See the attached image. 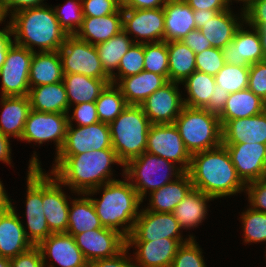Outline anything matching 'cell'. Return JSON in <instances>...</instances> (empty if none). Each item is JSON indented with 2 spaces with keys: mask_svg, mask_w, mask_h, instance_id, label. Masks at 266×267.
I'll use <instances>...</instances> for the list:
<instances>
[{
  "mask_svg": "<svg viewBox=\"0 0 266 267\" xmlns=\"http://www.w3.org/2000/svg\"><path fill=\"white\" fill-rule=\"evenodd\" d=\"M62 7L57 5L53 7L56 18L60 26L68 35H75L83 21L82 1L68 0Z\"/></svg>",
  "mask_w": 266,
  "mask_h": 267,
  "instance_id": "obj_44",
  "label": "cell"
},
{
  "mask_svg": "<svg viewBox=\"0 0 266 267\" xmlns=\"http://www.w3.org/2000/svg\"><path fill=\"white\" fill-rule=\"evenodd\" d=\"M53 174L73 193L86 194L108 182L117 180L111 175V165L124 166L114 149L90 150L79 155L56 156Z\"/></svg>",
  "mask_w": 266,
  "mask_h": 267,
  "instance_id": "obj_1",
  "label": "cell"
},
{
  "mask_svg": "<svg viewBox=\"0 0 266 267\" xmlns=\"http://www.w3.org/2000/svg\"><path fill=\"white\" fill-rule=\"evenodd\" d=\"M0 161L11 165V147L9 137L0 132Z\"/></svg>",
  "mask_w": 266,
  "mask_h": 267,
  "instance_id": "obj_62",
  "label": "cell"
},
{
  "mask_svg": "<svg viewBox=\"0 0 266 267\" xmlns=\"http://www.w3.org/2000/svg\"><path fill=\"white\" fill-rule=\"evenodd\" d=\"M228 97L229 92L225 90L222 91L216 84L213 91V96L210 98L209 103L204 108L209 112L219 115L224 109Z\"/></svg>",
  "mask_w": 266,
  "mask_h": 267,
  "instance_id": "obj_58",
  "label": "cell"
},
{
  "mask_svg": "<svg viewBox=\"0 0 266 267\" xmlns=\"http://www.w3.org/2000/svg\"><path fill=\"white\" fill-rule=\"evenodd\" d=\"M230 9L218 12L199 29L214 48L222 50L231 43L238 28L245 23L244 8H242L241 17H237Z\"/></svg>",
  "mask_w": 266,
  "mask_h": 267,
  "instance_id": "obj_26",
  "label": "cell"
},
{
  "mask_svg": "<svg viewBox=\"0 0 266 267\" xmlns=\"http://www.w3.org/2000/svg\"><path fill=\"white\" fill-rule=\"evenodd\" d=\"M266 110V102L248 88L230 93L225 107L218 115L221 125L233 119L258 115Z\"/></svg>",
  "mask_w": 266,
  "mask_h": 267,
  "instance_id": "obj_33",
  "label": "cell"
},
{
  "mask_svg": "<svg viewBox=\"0 0 266 267\" xmlns=\"http://www.w3.org/2000/svg\"><path fill=\"white\" fill-rule=\"evenodd\" d=\"M68 125L64 144L56 156L79 155L90 151L89 125Z\"/></svg>",
  "mask_w": 266,
  "mask_h": 267,
  "instance_id": "obj_45",
  "label": "cell"
},
{
  "mask_svg": "<svg viewBox=\"0 0 266 267\" xmlns=\"http://www.w3.org/2000/svg\"><path fill=\"white\" fill-rule=\"evenodd\" d=\"M144 70V43H133L122 56L117 73L111 76V83L116 84L121 78L136 75Z\"/></svg>",
  "mask_w": 266,
  "mask_h": 267,
  "instance_id": "obj_41",
  "label": "cell"
},
{
  "mask_svg": "<svg viewBox=\"0 0 266 267\" xmlns=\"http://www.w3.org/2000/svg\"><path fill=\"white\" fill-rule=\"evenodd\" d=\"M215 83L222 91L235 93L248 88L249 66L225 64L214 76Z\"/></svg>",
  "mask_w": 266,
  "mask_h": 267,
  "instance_id": "obj_40",
  "label": "cell"
},
{
  "mask_svg": "<svg viewBox=\"0 0 266 267\" xmlns=\"http://www.w3.org/2000/svg\"><path fill=\"white\" fill-rule=\"evenodd\" d=\"M123 180L108 182L86 194L91 196L103 189L100 199L91 198L97 216L103 227L114 229L127 237L133 230L143 200L130 182L126 178Z\"/></svg>",
  "mask_w": 266,
  "mask_h": 267,
  "instance_id": "obj_4",
  "label": "cell"
},
{
  "mask_svg": "<svg viewBox=\"0 0 266 267\" xmlns=\"http://www.w3.org/2000/svg\"><path fill=\"white\" fill-rule=\"evenodd\" d=\"M144 70L168 79L167 42L144 43Z\"/></svg>",
  "mask_w": 266,
  "mask_h": 267,
  "instance_id": "obj_43",
  "label": "cell"
},
{
  "mask_svg": "<svg viewBox=\"0 0 266 267\" xmlns=\"http://www.w3.org/2000/svg\"><path fill=\"white\" fill-rule=\"evenodd\" d=\"M14 43L35 52L58 51L69 36L60 26L53 7L37 6L14 13L10 18Z\"/></svg>",
  "mask_w": 266,
  "mask_h": 267,
  "instance_id": "obj_3",
  "label": "cell"
},
{
  "mask_svg": "<svg viewBox=\"0 0 266 267\" xmlns=\"http://www.w3.org/2000/svg\"><path fill=\"white\" fill-rule=\"evenodd\" d=\"M256 28L260 36L262 50L266 61V25H258Z\"/></svg>",
  "mask_w": 266,
  "mask_h": 267,
  "instance_id": "obj_65",
  "label": "cell"
},
{
  "mask_svg": "<svg viewBox=\"0 0 266 267\" xmlns=\"http://www.w3.org/2000/svg\"><path fill=\"white\" fill-rule=\"evenodd\" d=\"M183 1H186V0H165V2H183Z\"/></svg>",
  "mask_w": 266,
  "mask_h": 267,
  "instance_id": "obj_69",
  "label": "cell"
},
{
  "mask_svg": "<svg viewBox=\"0 0 266 267\" xmlns=\"http://www.w3.org/2000/svg\"><path fill=\"white\" fill-rule=\"evenodd\" d=\"M248 201L255 210L266 213V178H261L246 184Z\"/></svg>",
  "mask_w": 266,
  "mask_h": 267,
  "instance_id": "obj_52",
  "label": "cell"
},
{
  "mask_svg": "<svg viewBox=\"0 0 266 267\" xmlns=\"http://www.w3.org/2000/svg\"><path fill=\"white\" fill-rule=\"evenodd\" d=\"M123 168L122 175L142 200L147 196V192L151 193L163 187L174 181L172 177L178 178L184 173L175 163L147 152L128 161Z\"/></svg>",
  "mask_w": 266,
  "mask_h": 267,
  "instance_id": "obj_7",
  "label": "cell"
},
{
  "mask_svg": "<svg viewBox=\"0 0 266 267\" xmlns=\"http://www.w3.org/2000/svg\"><path fill=\"white\" fill-rule=\"evenodd\" d=\"M198 245L195 238L183 243L178 248L170 267H206L202 249Z\"/></svg>",
  "mask_w": 266,
  "mask_h": 267,
  "instance_id": "obj_46",
  "label": "cell"
},
{
  "mask_svg": "<svg viewBox=\"0 0 266 267\" xmlns=\"http://www.w3.org/2000/svg\"><path fill=\"white\" fill-rule=\"evenodd\" d=\"M214 200L200 190L192 189L172 212L181 229L197 227L206 219L207 203Z\"/></svg>",
  "mask_w": 266,
  "mask_h": 267,
  "instance_id": "obj_34",
  "label": "cell"
},
{
  "mask_svg": "<svg viewBox=\"0 0 266 267\" xmlns=\"http://www.w3.org/2000/svg\"><path fill=\"white\" fill-rule=\"evenodd\" d=\"M28 98L32 110L45 113L69 114V103L63 81L30 87Z\"/></svg>",
  "mask_w": 266,
  "mask_h": 267,
  "instance_id": "obj_29",
  "label": "cell"
},
{
  "mask_svg": "<svg viewBox=\"0 0 266 267\" xmlns=\"http://www.w3.org/2000/svg\"><path fill=\"white\" fill-rule=\"evenodd\" d=\"M248 89L266 102V61L249 66Z\"/></svg>",
  "mask_w": 266,
  "mask_h": 267,
  "instance_id": "obj_48",
  "label": "cell"
},
{
  "mask_svg": "<svg viewBox=\"0 0 266 267\" xmlns=\"http://www.w3.org/2000/svg\"><path fill=\"white\" fill-rule=\"evenodd\" d=\"M69 108L74 103L96 102L101 92L111 83V80L95 79L83 74H64Z\"/></svg>",
  "mask_w": 266,
  "mask_h": 267,
  "instance_id": "obj_32",
  "label": "cell"
},
{
  "mask_svg": "<svg viewBox=\"0 0 266 267\" xmlns=\"http://www.w3.org/2000/svg\"><path fill=\"white\" fill-rule=\"evenodd\" d=\"M90 150L113 149L109 124L97 122L89 125Z\"/></svg>",
  "mask_w": 266,
  "mask_h": 267,
  "instance_id": "obj_50",
  "label": "cell"
},
{
  "mask_svg": "<svg viewBox=\"0 0 266 267\" xmlns=\"http://www.w3.org/2000/svg\"><path fill=\"white\" fill-rule=\"evenodd\" d=\"M168 81L182 83L196 71L195 52L181 40L167 42Z\"/></svg>",
  "mask_w": 266,
  "mask_h": 267,
  "instance_id": "obj_36",
  "label": "cell"
},
{
  "mask_svg": "<svg viewBox=\"0 0 266 267\" xmlns=\"http://www.w3.org/2000/svg\"><path fill=\"white\" fill-rule=\"evenodd\" d=\"M20 220L12 202L0 213V256L10 259L33 246L26 238L25 226Z\"/></svg>",
  "mask_w": 266,
  "mask_h": 267,
  "instance_id": "obj_22",
  "label": "cell"
},
{
  "mask_svg": "<svg viewBox=\"0 0 266 267\" xmlns=\"http://www.w3.org/2000/svg\"><path fill=\"white\" fill-rule=\"evenodd\" d=\"M62 62L58 51H35L29 69V85H49L63 81Z\"/></svg>",
  "mask_w": 266,
  "mask_h": 267,
  "instance_id": "obj_31",
  "label": "cell"
},
{
  "mask_svg": "<svg viewBox=\"0 0 266 267\" xmlns=\"http://www.w3.org/2000/svg\"><path fill=\"white\" fill-rule=\"evenodd\" d=\"M220 11H211V10H194V20L196 24V29H201L203 23L211 18L215 17L216 14Z\"/></svg>",
  "mask_w": 266,
  "mask_h": 267,
  "instance_id": "obj_63",
  "label": "cell"
},
{
  "mask_svg": "<svg viewBox=\"0 0 266 267\" xmlns=\"http://www.w3.org/2000/svg\"><path fill=\"white\" fill-rule=\"evenodd\" d=\"M238 28L231 43L223 49L225 63L239 66H250L257 62L265 61L260 36L257 28L249 26L251 31Z\"/></svg>",
  "mask_w": 266,
  "mask_h": 267,
  "instance_id": "obj_21",
  "label": "cell"
},
{
  "mask_svg": "<svg viewBox=\"0 0 266 267\" xmlns=\"http://www.w3.org/2000/svg\"><path fill=\"white\" fill-rule=\"evenodd\" d=\"M226 147L231 161L241 180L248 184L265 177L266 144H222Z\"/></svg>",
  "mask_w": 266,
  "mask_h": 267,
  "instance_id": "obj_18",
  "label": "cell"
},
{
  "mask_svg": "<svg viewBox=\"0 0 266 267\" xmlns=\"http://www.w3.org/2000/svg\"><path fill=\"white\" fill-rule=\"evenodd\" d=\"M183 84L187 90V98H183L184 105L192 108H204L213 96L215 88L214 76L201 71H194Z\"/></svg>",
  "mask_w": 266,
  "mask_h": 267,
  "instance_id": "obj_38",
  "label": "cell"
},
{
  "mask_svg": "<svg viewBox=\"0 0 266 267\" xmlns=\"http://www.w3.org/2000/svg\"><path fill=\"white\" fill-rule=\"evenodd\" d=\"M123 30L135 34L136 43L164 41V9H122ZM139 38H144L143 40Z\"/></svg>",
  "mask_w": 266,
  "mask_h": 267,
  "instance_id": "obj_15",
  "label": "cell"
},
{
  "mask_svg": "<svg viewBox=\"0 0 266 267\" xmlns=\"http://www.w3.org/2000/svg\"><path fill=\"white\" fill-rule=\"evenodd\" d=\"M243 8L246 25L254 28L266 25V0H250Z\"/></svg>",
  "mask_w": 266,
  "mask_h": 267,
  "instance_id": "obj_53",
  "label": "cell"
},
{
  "mask_svg": "<svg viewBox=\"0 0 266 267\" xmlns=\"http://www.w3.org/2000/svg\"><path fill=\"white\" fill-rule=\"evenodd\" d=\"M75 106L73 115L70 117L68 114V125H73L74 120L77 122V126H88L99 122L95 102L80 103Z\"/></svg>",
  "mask_w": 266,
  "mask_h": 267,
  "instance_id": "obj_51",
  "label": "cell"
},
{
  "mask_svg": "<svg viewBox=\"0 0 266 267\" xmlns=\"http://www.w3.org/2000/svg\"><path fill=\"white\" fill-rule=\"evenodd\" d=\"M190 176L184 172L174 181L163 187L149 193L150 199L146 210L159 213H172L175 207L188 195L193 189Z\"/></svg>",
  "mask_w": 266,
  "mask_h": 267,
  "instance_id": "obj_28",
  "label": "cell"
},
{
  "mask_svg": "<svg viewBox=\"0 0 266 267\" xmlns=\"http://www.w3.org/2000/svg\"><path fill=\"white\" fill-rule=\"evenodd\" d=\"M179 84L169 81L141 104L151 124H174L185 106Z\"/></svg>",
  "mask_w": 266,
  "mask_h": 267,
  "instance_id": "obj_17",
  "label": "cell"
},
{
  "mask_svg": "<svg viewBox=\"0 0 266 267\" xmlns=\"http://www.w3.org/2000/svg\"><path fill=\"white\" fill-rule=\"evenodd\" d=\"M33 53L16 43L9 47L5 62L0 68L2 96H28L29 69Z\"/></svg>",
  "mask_w": 266,
  "mask_h": 267,
  "instance_id": "obj_10",
  "label": "cell"
},
{
  "mask_svg": "<svg viewBox=\"0 0 266 267\" xmlns=\"http://www.w3.org/2000/svg\"><path fill=\"white\" fill-rule=\"evenodd\" d=\"M150 126L142 107L136 105H128L109 124L112 148L123 165L145 152Z\"/></svg>",
  "mask_w": 266,
  "mask_h": 267,
  "instance_id": "obj_5",
  "label": "cell"
},
{
  "mask_svg": "<svg viewBox=\"0 0 266 267\" xmlns=\"http://www.w3.org/2000/svg\"><path fill=\"white\" fill-rule=\"evenodd\" d=\"M164 41L182 40L196 29L194 11L185 2H167L164 7Z\"/></svg>",
  "mask_w": 266,
  "mask_h": 267,
  "instance_id": "obj_30",
  "label": "cell"
},
{
  "mask_svg": "<svg viewBox=\"0 0 266 267\" xmlns=\"http://www.w3.org/2000/svg\"><path fill=\"white\" fill-rule=\"evenodd\" d=\"M3 106L0 119V132L7 137L21 141L25 122L31 111L28 96H1Z\"/></svg>",
  "mask_w": 266,
  "mask_h": 267,
  "instance_id": "obj_27",
  "label": "cell"
},
{
  "mask_svg": "<svg viewBox=\"0 0 266 267\" xmlns=\"http://www.w3.org/2000/svg\"><path fill=\"white\" fill-rule=\"evenodd\" d=\"M10 267H45V265L40 249L32 246L26 252L10 258Z\"/></svg>",
  "mask_w": 266,
  "mask_h": 267,
  "instance_id": "obj_54",
  "label": "cell"
},
{
  "mask_svg": "<svg viewBox=\"0 0 266 267\" xmlns=\"http://www.w3.org/2000/svg\"><path fill=\"white\" fill-rule=\"evenodd\" d=\"M190 239L194 237L189 235L184 240L161 238L153 241H126V247L130 249L135 246L136 267H170L178 248Z\"/></svg>",
  "mask_w": 266,
  "mask_h": 267,
  "instance_id": "obj_19",
  "label": "cell"
},
{
  "mask_svg": "<svg viewBox=\"0 0 266 267\" xmlns=\"http://www.w3.org/2000/svg\"><path fill=\"white\" fill-rule=\"evenodd\" d=\"M0 267H10V259L0 256Z\"/></svg>",
  "mask_w": 266,
  "mask_h": 267,
  "instance_id": "obj_67",
  "label": "cell"
},
{
  "mask_svg": "<svg viewBox=\"0 0 266 267\" xmlns=\"http://www.w3.org/2000/svg\"><path fill=\"white\" fill-rule=\"evenodd\" d=\"M266 144V110L241 119L227 121L222 126V144Z\"/></svg>",
  "mask_w": 266,
  "mask_h": 267,
  "instance_id": "obj_23",
  "label": "cell"
},
{
  "mask_svg": "<svg viewBox=\"0 0 266 267\" xmlns=\"http://www.w3.org/2000/svg\"><path fill=\"white\" fill-rule=\"evenodd\" d=\"M13 35L10 23L0 30V68L5 62L6 54L9 47L14 43L11 36Z\"/></svg>",
  "mask_w": 266,
  "mask_h": 267,
  "instance_id": "obj_61",
  "label": "cell"
},
{
  "mask_svg": "<svg viewBox=\"0 0 266 267\" xmlns=\"http://www.w3.org/2000/svg\"><path fill=\"white\" fill-rule=\"evenodd\" d=\"M145 152L169 160L187 172L191 154L186 149L177 127L174 124H151L147 134Z\"/></svg>",
  "mask_w": 266,
  "mask_h": 267,
  "instance_id": "obj_11",
  "label": "cell"
},
{
  "mask_svg": "<svg viewBox=\"0 0 266 267\" xmlns=\"http://www.w3.org/2000/svg\"><path fill=\"white\" fill-rule=\"evenodd\" d=\"M168 82L163 75L143 70L136 75L121 78L115 85L128 105L141 106L146 98Z\"/></svg>",
  "mask_w": 266,
  "mask_h": 267,
  "instance_id": "obj_24",
  "label": "cell"
},
{
  "mask_svg": "<svg viewBox=\"0 0 266 267\" xmlns=\"http://www.w3.org/2000/svg\"><path fill=\"white\" fill-rule=\"evenodd\" d=\"M7 17L3 7V0H0V24L5 21L4 19Z\"/></svg>",
  "mask_w": 266,
  "mask_h": 267,
  "instance_id": "obj_66",
  "label": "cell"
},
{
  "mask_svg": "<svg viewBox=\"0 0 266 267\" xmlns=\"http://www.w3.org/2000/svg\"><path fill=\"white\" fill-rule=\"evenodd\" d=\"M67 127L68 114L45 113L31 109L21 140L39 143V145L49 140L53 141L57 155L64 144Z\"/></svg>",
  "mask_w": 266,
  "mask_h": 267,
  "instance_id": "obj_12",
  "label": "cell"
},
{
  "mask_svg": "<svg viewBox=\"0 0 266 267\" xmlns=\"http://www.w3.org/2000/svg\"><path fill=\"white\" fill-rule=\"evenodd\" d=\"M37 154L29 160L27 175V196H26V218L28 232L24 228L26 238L33 246H37L46 239L50 231L43 210L42 204V168ZM30 231V232H29Z\"/></svg>",
  "mask_w": 266,
  "mask_h": 267,
  "instance_id": "obj_8",
  "label": "cell"
},
{
  "mask_svg": "<svg viewBox=\"0 0 266 267\" xmlns=\"http://www.w3.org/2000/svg\"><path fill=\"white\" fill-rule=\"evenodd\" d=\"M140 210L133 230L126 237V241H153L161 238L183 239L179 222L173 213Z\"/></svg>",
  "mask_w": 266,
  "mask_h": 267,
  "instance_id": "obj_13",
  "label": "cell"
},
{
  "mask_svg": "<svg viewBox=\"0 0 266 267\" xmlns=\"http://www.w3.org/2000/svg\"><path fill=\"white\" fill-rule=\"evenodd\" d=\"M128 248L125 247L121 252L110 258L95 260L89 264V267H136L134 260L127 256Z\"/></svg>",
  "mask_w": 266,
  "mask_h": 267,
  "instance_id": "obj_55",
  "label": "cell"
},
{
  "mask_svg": "<svg viewBox=\"0 0 266 267\" xmlns=\"http://www.w3.org/2000/svg\"><path fill=\"white\" fill-rule=\"evenodd\" d=\"M232 2V0H230ZM236 1H242L243 2V7L250 1V0H236Z\"/></svg>",
  "mask_w": 266,
  "mask_h": 267,
  "instance_id": "obj_68",
  "label": "cell"
},
{
  "mask_svg": "<svg viewBox=\"0 0 266 267\" xmlns=\"http://www.w3.org/2000/svg\"><path fill=\"white\" fill-rule=\"evenodd\" d=\"M191 9L194 10H211V11H225L229 9L230 0H186L185 1Z\"/></svg>",
  "mask_w": 266,
  "mask_h": 267,
  "instance_id": "obj_57",
  "label": "cell"
},
{
  "mask_svg": "<svg viewBox=\"0 0 266 267\" xmlns=\"http://www.w3.org/2000/svg\"><path fill=\"white\" fill-rule=\"evenodd\" d=\"M51 175L42 170V204L45 219L52 233H66L69 198L61 188L62 183L53 174Z\"/></svg>",
  "mask_w": 266,
  "mask_h": 267,
  "instance_id": "obj_16",
  "label": "cell"
},
{
  "mask_svg": "<svg viewBox=\"0 0 266 267\" xmlns=\"http://www.w3.org/2000/svg\"><path fill=\"white\" fill-rule=\"evenodd\" d=\"M119 0H83V17H101L115 13L120 8Z\"/></svg>",
  "mask_w": 266,
  "mask_h": 267,
  "instance_id": "obj_49",
  "label": "cell"
},
{
  "mask_svg": "<svg viewBox=\"0 0 266 267\" xmlns=\"http://www.w3.org/2000/svg\"><path fill=\"white\" fill-rule=\"evenodd\" d=\"M37 247L41 251L45 267H56L52 261L57 262L61 267H89L74 237L67 233H52ZM46 256L50 258L49 265L46 263L48 262Z\"/></svg>",
  "mask_w": 266,
  "mask_h": 267,
  "instance_id": "obj_20",
  "label": "cell"
},
{
  "mask_svg": "<svg viewBox=\"0 0 266 267\" xmlns=\"http://www.w3.org/2000/svg\"><path fill=\"white\" fill-rule=\"evenodd\" d=\"M43 1L44 0H3V7L7 16H12L14 13L21 10L45 5Z\"/></svg>",
  "mask_w": 266,
  "mask_h": 267,
  "instance_id": "obj_59",
  "label": "cell"
},
{
  "mask_svg": "<svg viewBox=\"0 0 266 267\" xmlns=\"http://www.w3.org/2000/svg\"><path fill=\"white\" fill-rule=\"evenodd\" d=\"M122 9H156L163 8L165 0H119Z\"/></svg>",
  "mask_w": 266,
  "mask_h": 267,
  "instance_id": "obj_60",
  "label": "cell"
},
{
  "mask_svg": "<svg viewBox=\"0 0 266 267\" xmlns=\"http://www.w3.org/2000/svg\"><path fill=\"white\" fill-rule=\"evenodd\" d=\"M174 125L191 155L222 145L220 119L217 114L205 108L184 106Z\"/></svg>",
  "mask_w": 266,
  "mask_h": 267,
  "instance_id": "obj_6",
  "label": "cell"
},
{
  "mask_svg": "<svg viewBox=\"0 0 266 267\" xmlns=\"http://www.w3.org/2000/svg\"><path fill=\"white\" fill-rule=\"evenodd\" d=\"M123 30L122 8L101 17H83L82 25L75 36L92 45L109 40ZM93 39V40H92Z\"/></svg>",
  "mask_w": 266,
  "mask_h": 267,
  "instance_id": "obj_25",
  "label": "cell"
},
{
  "mask_svg": "<svg viewBox=\"0 0 266 267\" xmlns=\"http://www.w3.org/2000/svg\"><path fill=\"white\" fill-rule=\"evenodd\" d=\"M100 122L110 124L128 106L120 89L113 83L108 84L95 102Z\"/></svg>",
  "mask_w": 266,
  "mask_h": 267,
  "instance_id": "obj_39",
  "label": "cell"
},
{
  "mask_svg": "<svg viewBox=\"0 0 266 267\" xmlns=\"http://www.w3.org/2000/svg\"><path fill=\"white\" fill-rule=\"evenodd\" d=\"M242 229L245 243L266 241V213L249 208L242 213Z\"/></svg>",
  "mask_w": 266,
  "mask_h": 267,
  "instance_id": "obj_42",
  "label": "cell"
},
{
  "mask_svg": "<svg viewBox=\"0 0 266 267\" xmlns=\"http://www.w3.org/2000/svg\"><path fill=\"white\" fill-rule=\"evenodd\" d=\"M187 173L194 189L214 199L246 190L224 145L192 154Z\"/></svg>",
  "mask_w": 266,
  "mask_h": 267,
  "instance_id": "obj_2",
  "label": "cell"
},
{
  "mask_svg": "<svg viewBox=\"0 0 266 267\" xmlns=\"http://www.w3.org/2000/svg\"><path fill=\"white\" fill-rule=\"evenodd\" d=\"M58 52L63 74H83L95 79L111 80L102 66L95 45L69 35Z\"/></svg>",
  "mask_w": 266,
  "mask_h": 267,
  "instance_id": "obj_9",
  "label": "cell"
},
{
  "mask_svg": "<svg viewBox=\"0 0 266 267\" xmlns=\"http://www.w3.org/2000/svg\"><path fill=\"white\" fill-rule=\"evenodd\" d=\"M11 199L8 197L3 183L0 181V211L6 210L10 206Z\"/></svg>",
  "mask_w": 266,
  "mask_h": 267,
  "instance_id": "obj_64",
  "label": "cell"
},
{
  "mask_svg": "<svg viewBox=\"0 0 266 267\" xmlns=\"http://www.w3.org/2000/svg\"><path fill=\"white\" fill-rule=\"evenodd\" d=\"M181 41L195 52V54L212 47L211 43L199 29L190 31Z\"/></svg>",
  "mask_w": 266,
  "mask_h": 267,
  "instance_id": "obj_56",
  "label": "cell"
},
{
  "mask_svg": "<svg viewBox=\"0 0 266 267\" xmlns=\"http://www.w3.org/2000/svg\"><path fill=\"white\" fill-rule=\"evenodd\" d=\"M83 197L72 200L69 207L68 226L66 233L75 236L76 234L103 228L95 207L87 194H81ZM84 195L86 197H84Z\"/></svg>",
  "mask_w": 266,
  "mask_h": 267,
  "instance_id": "obj_35",
  "label": "cell"
},
{
  "mask_svg": "<svg viewBox=\"0 0 266 267\" xmlns=\"http://www.w3.org/2000/svg\"><path fill=\"white\" fill-rule=\"evenodd\" d=\"M74 239L89 264L95 260L113 257L126 247V237L106 227L76 234Z\"/></svg>",
  "mask_w": 266,
  "mask_h": 267,
  "instance_id": "obj_14",
  "label": "cell"
},
{
  "mask_svg": "<svg viewBox=\"0 0 266 267\" xmlns=\"http://www.w3.org/2000/svg\"><path fill=\"white\" fill-rule=\"evenodd\" d=\"M133 43H136V40L130 39L128 34L122 30L109 40L95 45L102 66L110 77L115 73L114 70H117L120 59Z\"/></svg>",
  "mask_w": 266,
  "mask_h": 267,
  "instance_id": "obj_37",
  "label": "cell"
},
{
  "mask_svg": "<svg viewBox=\"0 0 266 267\" xmlns=\"http://www.w3.org/2000/svg\"><path fill=\"white\" fill-rule=\"evenodd\" d=\"M196 71L215 76L226 64L221 49L211 47L195 55Z\"/></svg>",
  "mask_w": 266,
  "mask_h": 267,
  "instance_id": "obj_47",
  "label": "cell"
}]
</instances>
